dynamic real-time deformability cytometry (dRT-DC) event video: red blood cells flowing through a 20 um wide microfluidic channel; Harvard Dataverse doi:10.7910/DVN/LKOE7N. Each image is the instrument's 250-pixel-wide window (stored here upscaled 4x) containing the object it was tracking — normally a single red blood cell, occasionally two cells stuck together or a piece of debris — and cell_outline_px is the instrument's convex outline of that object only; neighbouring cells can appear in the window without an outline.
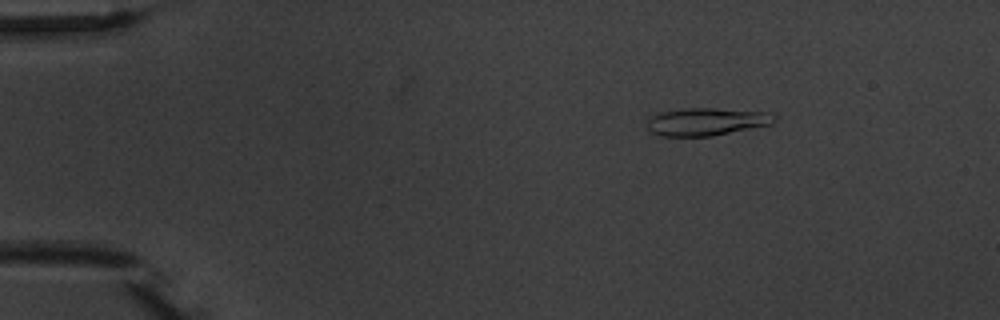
{"species": "common noctule bat (a hibernating species)", "species_latin": "Nyctalus noctula", "temperature_condition": "warm", "stored_images_in_passage": 4, "camera_frame_rate_fps": 3000, "um_per_image_px": 0.085, "animal": {"sex": "male", "body_mass_g": 20.1, "forearm_length_mm": 53.5}, "frame": {"image": 1, "passage_image": 2, "time_ms": 1.333, "image_size_px": [1000, 320], "cell_outline_px": [[776, 120], [772, 124], [712, 136], [660, 136], [652, 132], [648, 128], [648, 120], [652, 116], [660, 112], [684, 108], [712, 108], [768, 112], [776, 116]], "centroid_in_image_um": [60.06, 10.34], "position_along_channel_um": 24.9, "area_um2": 20.46}}